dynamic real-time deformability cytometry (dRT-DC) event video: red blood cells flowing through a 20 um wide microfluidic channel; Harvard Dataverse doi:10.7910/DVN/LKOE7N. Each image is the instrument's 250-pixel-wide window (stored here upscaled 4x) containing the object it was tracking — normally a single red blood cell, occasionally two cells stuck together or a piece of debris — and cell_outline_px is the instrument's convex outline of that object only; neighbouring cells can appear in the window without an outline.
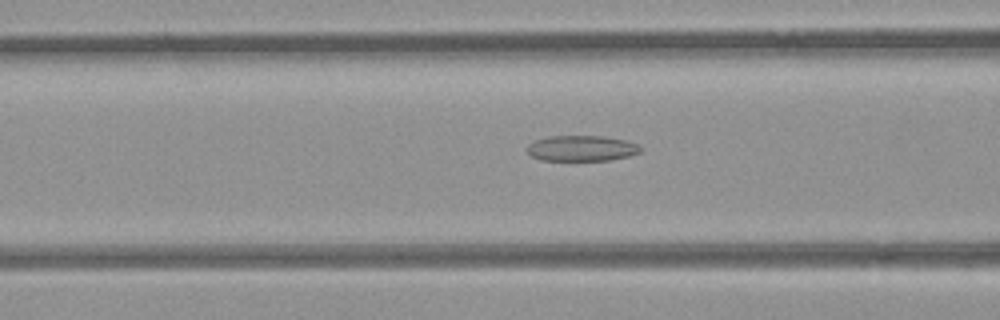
{"species": "common noctule bat (a hibernating species)", "species_latin": "Nyctalus noctula", "temperature_condition": "room temperature", "stored_images_in_passage": 6, "camera_frame_rate_fps": 3000, "um_per_image_px": 0.085, "animal": {"sex": "female", "body_mass_g": 21.9}, "frame": {"image": 1, "passage_image": 6, "time_ms": 5.667, "image_size_px": [1000, 320], "cell_outline_px": [[640, 152], [628, 156], [608, 160], [540, 160], [532, 156], [528, 152], [528, 144], [536, 140], [552, 136], [604, 136], [624, 140], [636, 144], [640, 148]], "centroid_in_image_um": [49.42, 12.6], "position_along_channel_um": 117.2, "area_um2": 16.65}}